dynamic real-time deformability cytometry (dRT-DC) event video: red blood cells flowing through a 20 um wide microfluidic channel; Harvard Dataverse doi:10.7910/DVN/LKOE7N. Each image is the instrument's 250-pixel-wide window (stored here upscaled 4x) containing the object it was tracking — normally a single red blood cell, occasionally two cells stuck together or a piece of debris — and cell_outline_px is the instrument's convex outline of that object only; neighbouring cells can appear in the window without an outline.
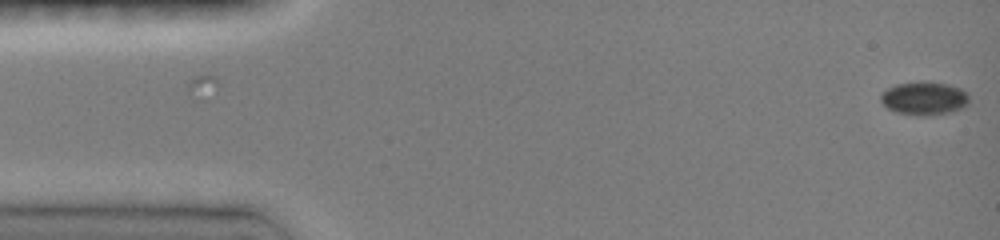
{"species": "common noctule bat (a hibernating species)", "species_latin": "Nyctalus noctula", "temperature_condition": "room temperature", "stored_images_in_passage": 68, "camera_frame_rate_fps": 3000, "um_per_image_px": 0.085, "animal": {"sex": "female", "body_mass_g": 19.0, "forearm_length_mm": 51.5}, "frame": {"image": 1, "passage_image": 1, "time_ms": 0.0, "image_size_px": [1000, 240], "cell_outline_px": [[968, 104], [960, 108], [948, 112], [928, 116], [916, 116], [896, 112], [888, 108], [880, 100], [880, 96], [888, 88], [896, 84], [924, 80], [948, 84], [960, 88], [968, 92]], "centroid_in_image_um": [78.56, 8.34], "position_along_channel_um": 6.4, "area_um2": 17.28}}
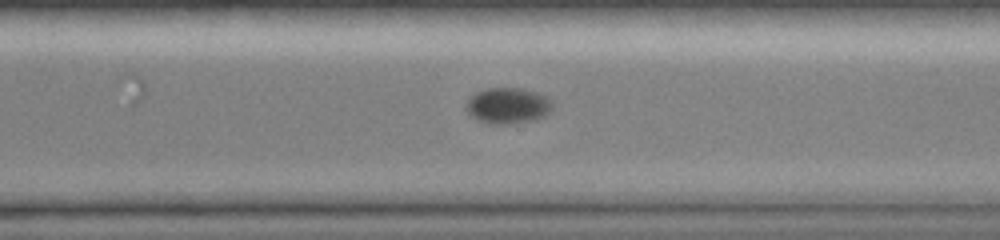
{"frame": {"image": 2, "passage_image": 55, "time_ms": 11.333, "image_size_px": [1000, 240], "cell_outline_px": [[552, 108], [544, 116], [532, 120], [508, 124], [488, 124], [476, 120], [468, 116], [464, 108], [468, 100], [476, 92], [484, 88], [520, 88], [536, 92], [544, 96], [552, 104]], "centroid_in_image_um": [43.08, 8.99], "position_along_channel_um": 327.5, "area_um2": 18.15}}
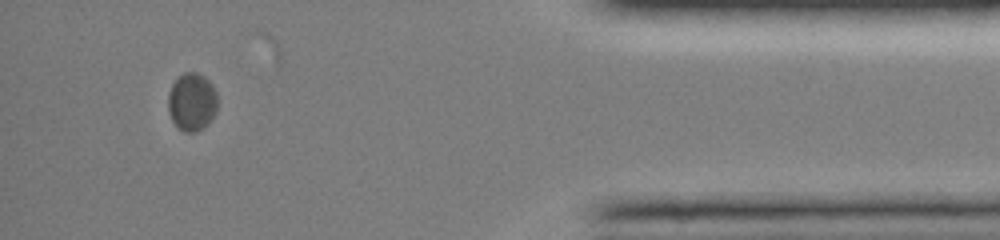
{"frame": {"image": 3, "passage_image": 64, "time_ms": 14.667, "image_size_px": [1000, 240], "cell_outline_px": [[216, 112], [208, 124], [196, 132], [184, 132], [172, 120], [168, 112], [168, 92], [172, 84], [184, 72], [196, 72], [204, 76], [212, 84], [216, 92]], "centroid_in_image_um": [16.31, 8.66], "position_along_channel_um": 418.9, "area_um2": 16.65}, "authors_computed_cell_mechanics": {"area_um2": 17.7446, "velocity_mm_per_s": 3.9352, "shape_relaxation_time_tau1_ms": 3.7298, "shape_relaxation_time_tau2_ms": null, "deformation_change_tau1": 0.0348, "deformation_change_tau2": null}}